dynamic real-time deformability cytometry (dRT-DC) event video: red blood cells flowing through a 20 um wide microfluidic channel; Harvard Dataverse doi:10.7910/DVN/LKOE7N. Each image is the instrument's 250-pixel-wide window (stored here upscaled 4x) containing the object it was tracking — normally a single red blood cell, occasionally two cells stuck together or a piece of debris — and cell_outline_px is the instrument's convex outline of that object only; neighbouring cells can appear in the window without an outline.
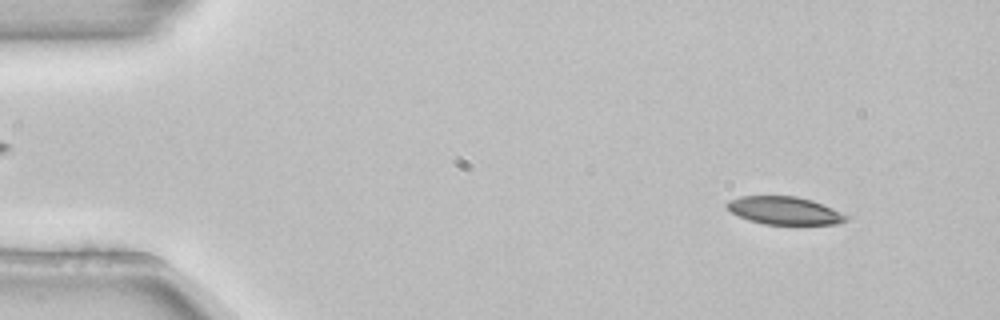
{"species": "common noctule bat (a hibernating species)", "species_latin": "Nyctalus noctula", "temperature_condition": "room temperature", "stored_images_in_passage": 3, "camera_frame_rate_fps": 3000, "um_per_image_px": 0.085, "animal": {"sex": "female", "body_mass_g": 22.7, "forearm_length_mm": 54.2}, "frame": {"image": 1, "passage_image": 1, "time_ms": 0.0, "image_size_px": [1000, 320], "cell_outline_px": [[848, 220], [836, 224], [764, 224], [748, 220], [732, 212], [724, 204], [728, 200], [740, 196], [796, 196], [812, 200], [832, 208], [848, 216]], "centroid_in_image_um": [66.66, 17.89], "position_along_channel_um": 18.3, "area_um2": 19.25}}